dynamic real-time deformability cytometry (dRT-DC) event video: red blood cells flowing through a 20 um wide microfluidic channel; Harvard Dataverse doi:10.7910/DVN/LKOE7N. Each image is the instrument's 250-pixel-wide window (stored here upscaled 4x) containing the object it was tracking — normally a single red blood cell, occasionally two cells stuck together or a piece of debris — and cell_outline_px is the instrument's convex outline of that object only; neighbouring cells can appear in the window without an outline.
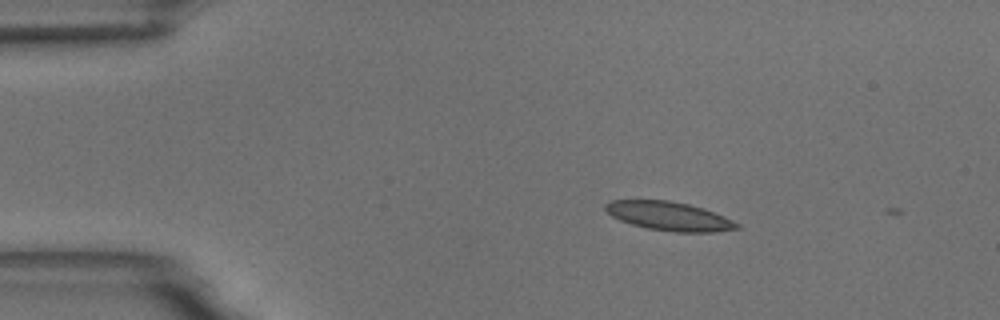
{"species": "common noctule bat (a hibernating species)", "species_latin": "Nyctalus noctula", "temperature_condition": "room temperature", "stored_images_in_passage": 2, "camera_frame_rate_fps": 3000, "um_per_image_px": 0.085, "animal": {"sex": "male", "body_mass_g": 18.8}, "frame": {"image": 1, "passage_image": 1, "time_ms": 0.0, "image_size_px": [1000, 320], "cell_outline_px": [[740, 228], [712, 232], [676, 232], [648, 228], [632, 224], [620, 220], [612, 216], [604, 208], [604, 204], [612, 200], [668, 200], [688, 204], [704, 208], [724, 216], [740, 224]], "centroid_in_image_um": [56.88, 18.36], "position_along_channel_um": 28.1, "area_um2": 21.96}}